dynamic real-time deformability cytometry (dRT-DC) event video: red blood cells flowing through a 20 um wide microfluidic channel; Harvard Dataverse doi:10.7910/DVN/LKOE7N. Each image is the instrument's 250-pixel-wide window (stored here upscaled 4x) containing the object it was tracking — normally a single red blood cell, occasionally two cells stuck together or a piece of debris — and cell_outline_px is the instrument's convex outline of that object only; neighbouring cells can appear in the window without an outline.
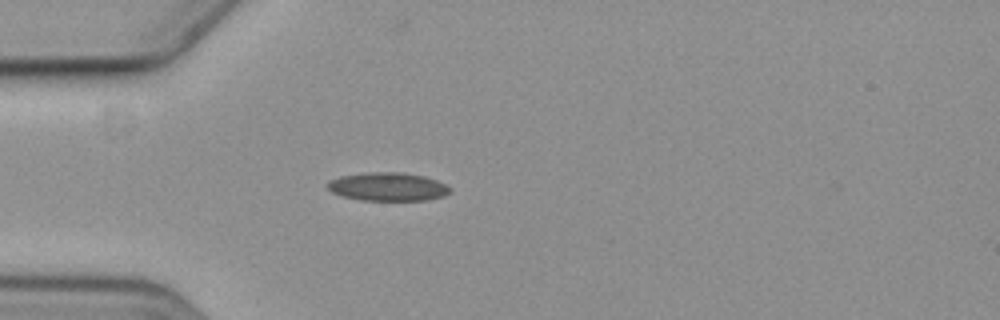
{"species": "common noctule bat (a hibernating species)", "species_latin": "Nyctalus noctula", "temperature_condition": "cold", "stored_images_in_passage": 2, "camera_frame_rate_fps": 3000, "um_per_image_px": 0.085, "animal": {"sex": "female", "body_mass_g": 19.3, "forearm_length_mm": 54.1}, "frame": {"image": 1, "passage_image": 2, "time_ms": 2.0, "image_size_px": [1000, 320], "cell_outline_px": [[452, 192], [444, 196], [428, 200], [360, 200], [344, 196], [332, 192], [328, 188], [328, 180], [340, 176], [372, 172], [404, 172], [424, 176], [436, 180], [452, 188]], "centroid_in_image_um": [33.0, 15.87], "position_along_channel_um": 52.0, "area_um2": 20.29}}